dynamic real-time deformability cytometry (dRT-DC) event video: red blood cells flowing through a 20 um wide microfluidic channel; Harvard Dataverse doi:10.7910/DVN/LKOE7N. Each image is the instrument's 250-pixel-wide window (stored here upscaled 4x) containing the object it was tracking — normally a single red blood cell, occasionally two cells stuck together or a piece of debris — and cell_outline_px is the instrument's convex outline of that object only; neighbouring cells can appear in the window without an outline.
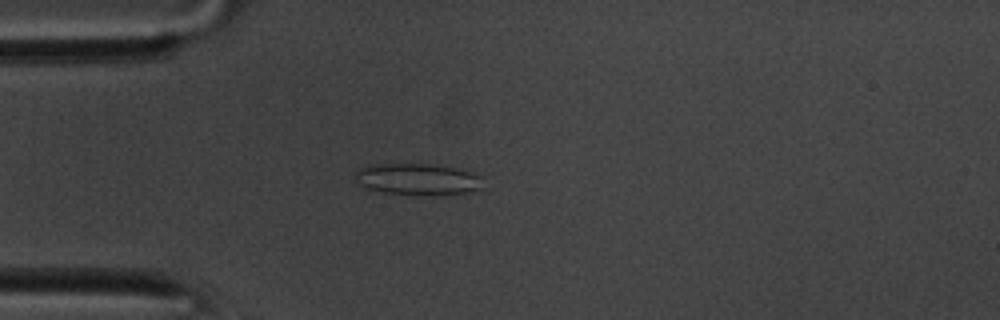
{"species": "common noctule bat (a hibernating species)", "species_latin": "Nyctalus noctula", "temperature_condition": "room temperature", "stored_images_in_passage": 50, "camera_frame_rate_fps": 3000, "um_per_image_px": 0.085, "animal": {"sex": "male", "body_mass_g": 20.1, "forearm_length_mm": 53.5}, "frame": {"image": 1, "passage_image": 11, "time_ms": 3.333, "image_size_px": [1000, 320], "cell_outline_px": [[480, 188], [468, 192], [432, 196], [424, 196], [384, 192], [368, 188], [360, 184], [356, 176], [356, 168], [372, 164], [428, 164], [456, 168], [480, 176]], "centroid_in_image_um": [35.46, 15.24], "position_along_channel_um": 49.5, "area_um2": 23.29}}
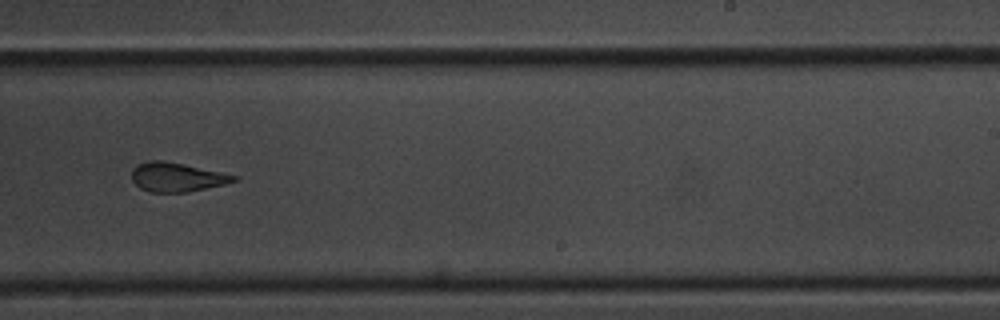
{"frame": {"image": 2, "passage_image": 30, "time_ms": 9.667, "image_size_px": [1000, 320], "cell_outline_px": [[240, 180], [224, 184], [188, 192], [148, 192], [140, 188], [132, 180], [132, 168], [136, 164], [148, 160], [164, 160], [240, 176]], "centroid_in_image_um": [15.02, 15.05], "position_along_channel_um": 274.0, "area_um2": 17.46}}
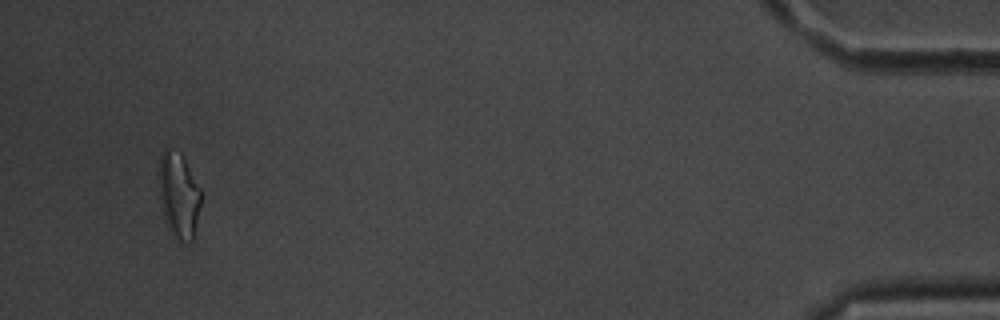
{"frame": {"image": 3, "passage_image": 48, "time_ms": 15.667, "image_size_px": [1000, 320], "cell_outline_px": [[200, 204], [192, 244], [188, 244], [180, 240], [168, 228], [164, 220], [160, 196], [160, 156], [164, 148], [180, 152], [200, 188]], "centroid_in_image_um": [15.2, 16.62], "position_along_channel_um": 420.0, "area_um2": 20.46}, "authors_computed_cell_mechanics": {"area_um2": 18.785, "velocity_mm_per_s": 3.7122, "shape_relaxation_time_tau1_ms": 8.6308, "shape_relaxation_time_tau2_ms": 1.6816, "deformation_change_tau1": 0.1856, "deformation_change_tau2": 0.1089}}